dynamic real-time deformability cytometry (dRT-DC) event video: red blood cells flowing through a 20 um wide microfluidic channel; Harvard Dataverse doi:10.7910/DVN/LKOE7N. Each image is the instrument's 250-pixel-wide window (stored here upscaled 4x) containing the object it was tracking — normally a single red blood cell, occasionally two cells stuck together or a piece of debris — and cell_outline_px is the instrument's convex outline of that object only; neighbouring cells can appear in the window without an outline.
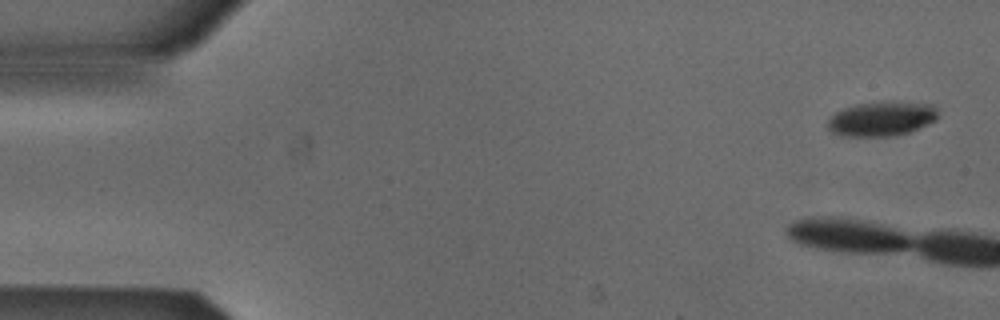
{"species": "Egyptian fruit bat (a non-hibernating species)", "species_latin": "Rousettus aegyptiacus", "temperature_condition": "cold", "stored_images_in_passage": 8, "camera_frame_rate_fps": 3000, "um_per_image_px": 0.085, "animal": {"sex": "male"}, "frame": {"image": 1, "passage_image": 1, "time_ms": 0.0, "image_size_px": [1000, 320], "cell_outline_px": [[940, 116], [936, 120], [928, 124], [908, 132], [896, 136], [840, 136], [832, 132], [828, 128], [828, 120], [836, 112], [844, 108], [860, 104], [932, 104], [936, 108]], "centroid_in_image_um": [74.93, 10.15], "position_along_channel_um": 10.1, "area_um2": 21.39}}
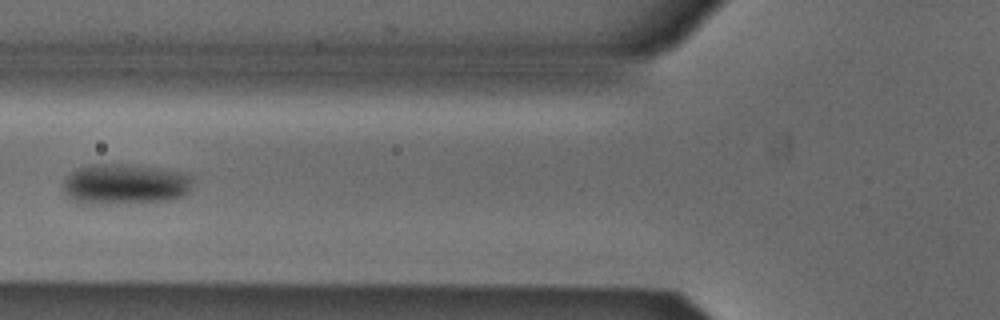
{"frame": {"image": 2, "passage_image": 7, "time_ms": 2.0, "image_size_px": [1000, 320], "cell_outline_px": [[192, 184], [188, 192], [184, 196], [168, 200], [108, 204], [88, 204], [72, 200], [64, 196], [64, 180], [76, 168], [88, 164], [136, 164], [184, 172], [192, 176]], "centroid_in_image_um": [10.62, 15.64], "position_along_channel_um": 115.2, "area_um2": 31.1}}
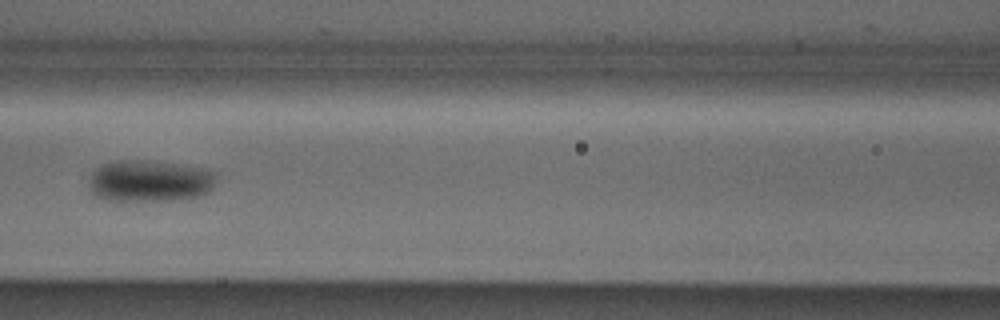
{"frame": {"image": 3, "passage_image": 8, "time_ms": 2.333, "image_size_px": [1000, 320], "cell_outline_px": [[216, 176], [212, 188], [208, 192], [200, 196], [168, 200], [104, 200], [96, 196], [92, 192], [88, 184], [88, 180], [92, 172], [96, 168], [104, 164], [116, 160], [148, 160], [176, 164], [200, 168], [216, 172]], "centroid_in_image_um": [12.68, 15.37], "position_along_channel_um": 153.9, "area_um2": 30.87}}